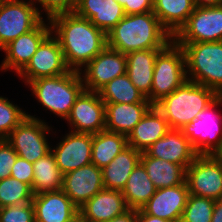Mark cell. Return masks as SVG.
I'll list each match as a JSON object with an SVG mask.
<instances>
[{"label": "cell", "mask_w": 222, "mask_h": 222, "mask_svg": "<svg viewBox=\"0 0 222 222\" xmlns=\"http://www.w3.org/2000/svg\"><path fill=\"white\" fill-rule=\"evenodd\" d=\"M49 22L70 70L80 72V67L87 65L107 46L106 34L75 12L55 16Z\"/></svg>", "instance_id": "6da1fadb"}, {"label": "cell", "mask_w": 222, "mask_h": 222, "mask_svg": "<svg viewBox=\"0 0 222 222\" xmlns=\"http://www.w3.org/2000/svg\"><path fill=\"white\" fill-rule=\"evenodd\" d=\"M106 36L107 46L124 54L145 49H163L173 40L153 11L125 15Z\"/></svg>", "instance_id": "7a4b0ae2"}, {"label": "cell", "mask_w": 222, "mask_h": 222, "mask_svg": "<svg viewBox=\"0 0 222 222\" xmlns=\"http://www.w3.org/2000/svg\"><path fill=\"white\" fill-rule=\"evenodd\" d=\"M219 95L204 85L187 80L154 106L167 120L170 129L191 123Z\"/></svg>", "instance_id": "3957f363"}, {"label": "cell", "mask_w": 222, "mask_h": 222, "mask_svg": "<svg viewBox=\"0 0 222 222\" xmlns=\"http://www.w3.org/2000/svg\"><path fill=\"white\" fill-rule=\"evenodd\" d=\"M38 101L48 110L66 119L76 99L85 90L81 72L39 78L28 83Z\"/></svg>", "instance_id": "277c9868"}, {"label": "cell", "mask_w": 222, "mask_h": 222, "mask_svg": "<svg viewBox=\"0 0 222 222\" xmlns=\"http://www.w3.org/2000/svg\"><path fill=\"white\" fill-rule=\"evenodd\" d=\"M184 50L187 80L213 89L222 95V41L176 43Z\"/></svg>", "instance_id": "5b68a950"}, {"label": "cell", "mask_w": 222, "mask_h": 222, "mask_svg": "<svg viewBox=\"0 0 222 222\" xmlns=\"http://www.w3.org/2000/svg\"><path fill=\"white\" fill-rule=\"evenodd\" d=\"M184 50L173 40L156 56L151 87V104L155 105L187 81Z\"/></svg>", "instance_id": "8992f818"}, {"label": "cell", "mask_w": 222, "mask_h": 222, "mask_svg": "<svg viewBox=\"0 0 222 222\" xmlns=\"http://www.w3.org/2000/svg\"><path fill=\"white\" fill-rule=\"evenodd\" d=\"M221 103L222 95H219L196 119L180 128L197 154L218 155L222 151L221 116L214 112Z\"/></svg>", "instance_id": "52a82bcc"}, {"label": "cell", "mask_w": 222, "mask_h": 222, "mask_svg": "<svg viewBox=\"0 0 222 222\" xmlns=\"http://www.w3.org/2000/svg\"><path fill=\"white\" fill-rule=\"evenodd\" d=\"M189 194L219 200L222 194V159L218 155L198 154L186 169Z\"/></svg>", "instance_id": "ba28073f"}, {"label": "cell", "mask_w": 222, "mask_h": 222, "mask_svg": "<svg viewBox=\"0 0 222 222\" xmlns=\"http://www.w3.org/2000/svg\"><path fill=\"white\" fill-rule=\"evenodd\" d=\"M30 1L0 0V49L33 30L43 20L33 0Z\"/></svg>", "instance_id": "9c48e42d"}, {"label": "cell", "mask_w": 222, "mask_h": 222, "mask_svg": "<svg viewBox=\"0 0 222 222\" xmlns=\"http://www.w3.org/2000/svg\"><path fill=\"white\" fill-rule=\"evenodd\" d=\"M44 123L27 115L5 138L19 157L34 163L51 151L44 134L50 129Z\"/></svg>", "instance_id": "30bf717a"}, {"label": "cell", "mask_w": 222, "mask_h": 222, "mask_svg": "<svg viewBox=\"0 0 222 222\" xmlns=\"http://www.w3.org/2000/svg\"><path fill=\"white\" fill-rule=\"evenodd\" d=\"M175 43L222 41V5L195 7L186 23L173 36Z\"/></svg>", "instance_id": "8fae6325"}, {"label": "cell", "mask_w": 222, "mask_h": 222, "mask_svg": "<svg viewBox=\"0 0 222 222\" xmlns=\"http://www.w3.org/2000/svg\"><path fill=\"white\" fill-rule=\"evenodd\" d=\"M49 35L33 54L30 62L19 73L26 78V82L39 78L52 77L66 74L70 71L67 67L63 51L55 34Z\"/></svg>", "instance_id": "7c38bea8"}, {"label": "cell", "mask_w": 222, "mask_h": 222, "mask_svg": "<svg viewBox=\"0 0 222 222\" xmlns=\"http://www.w3.org/2000/svg\"><path fill=\"white\" fill-rule=\"evenodd\" d=\"M126 70V54L106 46L85 66L84 79H82L84 89L90 92H98L114 78L125 74Z\"/></svg>", "instance_id": "4fadbf2b"}, {"label": "cell", "mask_w": 222, "mask_h": 222, "mask_svg": "<svg viewBox=\"0 0 222 222\" xmlns=\"http://www.w3.org/2000/svg\"><path fill=\"white\" fill-rule=\"evenodd\" d=\"M77 133L96 134L105 130V103L98 92L84 90L66 118Z\"/></svg>", "instance_id": "5bb4252c"}, {"label": "cell", "mask_w": 222, "mask_h": 222, "mask_svg": "<svg viewBox=\"0 0 222 222\" xmlns=\"http://www.w3.org/2000/svg\"><path fill=\"white\" fill-rule=\"evenodd\" d=\"M61 189L79 209L104 189L102 169L91 163L65 173Z\"/></svg>", "instance_id": "9a60e30c"}, {"label": "cell", "mask_w": 222, "mask_h": 222, "mask_svg": "<svg viewBox=\"0 0 222 222\" xmlns=\"http://www.w3.org/2000/svg\"><path fill=\"white\" fill-rule=\"evenodd\" d=\"M52 33L51 25L47 26L42 20L33 30L17 37L3 48L6 57L1 68H13L19 74L30 62L40 44Z\"/></svg>", "instance_id": "2e32d148"}, {"label": "cell", "mask_w": 222, "mask_h": 222, "mask_svg": "<svg viewBox=\"0 0 222 222\" xmlns=\"http://www.w3.org/2000/svg\"><path fill=\"white\" fill-rule=\"evenodd\" d=\"M189 197L187 182L174 187L156 189L155 194L141 208L148 215L180 222Z\"/></svg>", "instance_id": "e0dca14e"}, {"label": "cell", "mask_w": 222, "mask_h": 222, "mask_svg": "<svg viewBox=\"0 0 222 222\" xmlns=\"http://www.w3.org/2000/svg\"><path fill=\"white\" fill-rule=\"evenodd\" d=\"M53 153L60 171L65 174L91 164L92 134L70 132Z\"/></svg>", "instance_id": "ac0fdd59"}, {"label": "cell", "mask_w": 222, "mask_h": 222, "mask_svg": "<svg viewBox=\"0 0 222 222\" xmlns=\"http://www.w3.org/2000/svg\"><path fill=\"white\" fill-rule=\"evenodd\" d=\"M144 152L149 157L161 158L186 169L198 155L180 129H170Z\"/></svg>", "instance_id": "d6986e66"}, {"label": "cell", "mask_w": 222, "mask_h": 222, "mask_svg": "<svg viewBox=\"0 0 222 222\" xmlns=\"http://www.w3.org/2000/svg\"><path fill=\"white\" fill-rule=\"evenodd\" d=\"M35 222H69L79 211L62 189L33 196Z\"/></svg>", "instance_id": "ffe728a7"}, {"label": "cell", "mask_w": 222, "mask_h": 222, "mask_svg": "<svg viewBox=\"0 0 222 222\" xmlns=\"http://www.w3.org/2000/svg\"><path fill=\"white\" fill-rule=\"evenodd\" d=\"M128 210L120 190L105 188L78 209L79 213L91 222H108Z\"/></svg>", "instance_id": "44dd1931"}, {"label": "cell", "mask_w": 222, "mask_h": 222, "mask_svg": "<svg viewBox=\"0 0 222 222\" xmlns=\"http://www.w3.org/2000/svg\"><path fill=\"white\" fill-rule=\"evenodd\" d=\"M74 12L89 19L106 35L126 15L117 0H79Z\"/></svg>", "instance_id": "7402d4cb"}, {"label": "cell", "mask_w": 222, "mask_h": 222, "mask_svg": "<svg viewBox=\"0 0 222 222\" xmlns=\"http://www.w3.org/2000/svg\"><path fill=\"white\" fill-rule=\"evenodd\" d=\"M169 130L167 120L153 105L129 133L127 144L142 153Z\"/></svg>", "instance_id": "603a6c76"}, {"label": "cell", "mask_w": 222, "mask_h": 222, "mask_svg": "<svg viewBox=\"0 0 222 222\" xmlns=\"http://www.w3.org/2000/svg\"><path fill=\"white\" fill-rule=\"evenodd\" d=\"M152 106L150 102L105 103V130L128 136Z\"/></svg>", "instance_id": "cb8c5ba5"}, {"label": "cell", "mask_w": 222, "mask_h": 222, "mask_svg": "<svg viewBox=\"0 0 222 222\" xmlns=\"http://www.w3.org/2000/svg\"><path fill=\"white\" fill-rule=\"evenodd\" d=\"M161 50L162 49H145L126 54V74L133 85L143 93L150 103L155 59Z\"/></svg>", "instance_id": "d4e9b609"}, {"label": "cell", "mask_w": 222, "mask_h": 222, "mask_svg": "<svg viewBox=\"0 0 222 222\" xmlns=\"http://www.w3.org/2000/svg\"><path fill=\"white\" fill-rule=\"evenodd\" d=\"M140 158V151L130 146L125 147L107 166L102 168L104 188L122 191L131 172L140 163Z\"/></svg>", "instance_id": "484cf974"}, {"label": "cell", "mask_w": 222, "mask_h": 222, "mask_svg": "<svg viewBox=\"0 0 222 222\" xmlns=\"http://www.w3.org/2000/svg\"><path fill=\"white\" fill-rule=\"evenodd\" d=\"M140 163L156 189L174 187L186 182V168L161 158L149 157L141 153Z\"/></svg>", "instance_id": "4316f807"}, {"label": "cell", "mask_w": 222, "mask_h": 222, "mask_svg": "<svg viewBox=\"0 0 222 222\" xmlns=\"http://www.w3.org/2000/svg\"><path fill=\"white\" fill-rule=\"evenodd\" d=\"M193 0H153V13L172 37L193 13Z\"/></svg>", "instance_id": "83f0119b"}, {"label": "cell", "mask_w": 222, "mask_h": 222, "mask_svg": "<svg viewBox=\"0 0 222 222\" xmlns=\"http://www.w3.org/2000/svg\"><path fill=\"white\" fill-rule=\"evenodd\" d=\"M121 192L129 209L140 210L155 194L156 187L143 165L139 163L131 172Z\"/></svg>", "instance_id": "f1b7e54d"}, {"label": "cell", "mask_w": 222, "mask_h": 222, "mask_svg": "<svg viewBox=\"0 0 222 222\" xmlns=\"http://www.w3.org/2000/svg\"><path fill=\"white\" fill-rule=\"evenodd\" d=\"M127 146L126 135L107 130L92 134L91 162L102 169Z\"/></svg>", "instance_id": "f546056e"}, {"label": "cell", "mask_w": 222, "mask_h": 222, "mask_svg": "<svg viewBox=\"0 0 222 222\" xmlns=\"http://www.w3.org/2000/svg\"><path fill=\"white\" fill-rule=\"evenodd\" d=\"M63 175L50 151L33 163V194L60 190L63 184Z\"/></svg>", "instance_id": "4dcf8cb0"}, {"label": "cell", "mask_w": 222, "mask_h": 222, "mask_svg": "<svg viewBox=\"0 0 222 222\" xmlns=\"http://www.w3.org/2000/svg\"><path fill=\"white\" fill-rule=\"evenodd\" d=\"M98 94L104 103L149 102L133 85L126 73L108 82Z\"/></svg>", "instance_id": "1f68e13d"}, {"label": "cell", "mask_w": 222, "mask_h": 222, "mask_svg": "<svg viewBox=\"0 0 222 222\" xmlns=\"http://www.w3.org/2000/svg\"><path fill=\"white\" fill-rule=\"evenodd\" d=\"M32 188L13 177L0 180V208L32 202Z\"/></svg>", "instance_id": "d6a6232c"}, {"label": "cell", "mask_w": 222, "mask_h": 222, "mask_svg": "<svg viewBox=\"0 0 222 222\" xmlns=\"http://www.w3.org/2000/svg\"><path fill=\"white\" fill-rule=\"evenodd\" d=\"M215 200L189 194L180 222H211Z\"/></svg>", "instance_id": "836d02e7"}, {"label": "cell", "mask_w": 222, "mask_h": 222, "mask_svg": "<svg viewBox=\"0 0 222 222\" xmlns=\"http://www.w3.org/2000/svg\"><path fill=\"white\" fill-rule=\"evenodd\" d=\"M27 115L8 99L0 97V139H5Z\"/></svg>", "instance_id": "e575fe53"}, {"label": "cell", "mask_w": 222, "mask_h": 222, "mask_svg": "<svg viewBox=\"0 0 222 222\" xmlns=\"http://www.w3.org/2000/svg\"><path fill=\"white\" fill-rule=\"evenodd\" d=\"M0 222H35L33 203L1 207Z\"/></svg>", "instance_id": "d590c367"}, {"label": "cell", "mask_w": 222, "mask_h": 222, "mask_svg": "<svg viewBox=\"0 0 222 222\" xmlns=\"http://www.w3.org/2000/svg\"><path fill=\"white\" fill-rule=\"evenodd\" d=\"M47 12L49 21L58 15L73 13L76 8V0H36Z\"/></svg>", "instance_id": "8d00e7d4"}, {"label": "cell", "mask_w": 222, "mask_h": 222, "mask_svg": "<svg viewBox=\"0 0 222 222\" xmlns=\"http://www.w3.org/2000/svg\"><path fill=\"white\" fill-rule=\"evenodd\" d=\"M17 156V153L6 139H0V180L11 176V169Z\"/></svg>", "instance_id": "74e56055"}, {"label": "cell", "mask_w": 222, "mask_h": 222, "mask_svg": "<svg viewBox=\"0 0 222 222\" xmlns=\"http://www.w3.org/2000/svg\"><path fill=\"white\" fill-rule=\"evenodd\" d=\"M11 177L27 183L32 188L33 183V163L17 156L16 162L11 169Z\"/></svg>", "instance_id": "f35d334b"}, {"label": "cell", "mask_w": 222, "mask_h": 222, "mask_svg": "<svg viewBox=\"0 0 222 222\" xmlns=\"http://www.w3.org/2000/svg\"><path fill=\"white\" fill-rule=\"evenodd\" d=\"M120 4L123 6L126 15L153 11V0H123Z\"/></svg>", "instance_id": "ab89813d"}, {"label": "cell", "mask_w": 222, "mask_h": 222, "mask_svg": "<svg viewBox=\"0 0 222 222\" xmlns=\"http://www.w3.org/2000/svg\"><path fill=\"white\" fill-rule=\"evenodd\" d=\"M108 222H137V210L129 209L123 215L114 217Z\"/></svg>", "instance_id": "60d3db41"}, {"label": "cell", "mask_w": 222, "mask_h": 222, "mask_svg": "<svg viewBox=\"0 0 222 222\" xmlns=\"http://www.w3.org/2000/svg\"><path fill=\"white\" fill-rule=\"evenodd\" d=\"M137 222H170V221L145 214L140 209V210H137Z\"/></svg>", "instance_id": "b9f144b4"}, {"label": "cell", "mask_w": 222, "mask_h": 222, "mask_svg": "<svg viewBox=\"0 0 222 222\" xmlns=\"http://www.w3.org/2000/svg\"><path fill=\"white\" fill-rule=\"evenodd\" d=\"M195 7H215L222 5V0H193Z\"/></svg>", "instance_id": "7bdbcfd3"}, {"label": "cell", "mask_w": 222, "mask_h": 222, "mask_svg": "<svg viewBox=\"0 0 222 222\" xmlns=\"http://www.w3.org/2000/svg\"><path fill=\"white\" fill-rule=\"evenodd\" d=\"M211 222H222V202L215 201Z\"/></svg>", "instance_id": "ee69618b"}, {"label": "cell", "mask_w": 222, "mask_h": 222, "mask_svg": "<svg viewBox=\"0 0 222 222\" xmlns=\"http://www.w3.org/2000/svg\"><path fill=\"white\" fill-rule=\"evenodd\" d=\"M69 222H91L84 218L79 212Z\"/></svg>", "instance_id": "f6af8a7d"}, {"label": "cell", "mask_w": 222, "mask_h": 222, "mask_svg": "<svg viewBox=\"0 0 222 222\" xmlns=\"http://www.w3.org/2000/svg\"><path fill=\"white\" fill-rule=\"evenodd\" d=\"M218 156L222 159V151L218 154Z\"/></svg>", "instance_id": "bcb514c9"}, {"label": "cell", "mask_w": 222, "mask_h": 222, "mask_svg": "<svg viewBox=\"0 0 222 222\" xmlns=\"http://www.w3.org/2000/svg\"><path fill=\"white\" fill-rule=\"evenodd\" d=\"M219 201L222 202V194H221V196H220V198H219Z\"/></svg>", "instance_id": "7dc6e473"}]
</instances>
